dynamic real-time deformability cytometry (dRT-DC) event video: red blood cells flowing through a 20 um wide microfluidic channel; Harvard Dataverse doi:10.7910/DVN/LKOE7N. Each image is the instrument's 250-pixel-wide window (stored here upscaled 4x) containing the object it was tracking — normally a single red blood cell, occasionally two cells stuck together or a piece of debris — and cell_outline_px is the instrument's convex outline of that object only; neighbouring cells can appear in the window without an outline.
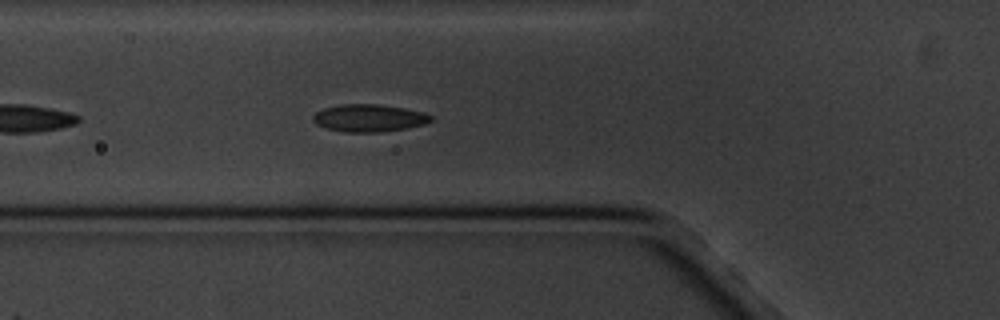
{"species": "common noctule bat (a hibernating species)", "species_latin": "Nyctalus noctula", "temperature_condition": "cold", "stored_images_in_passage": 6, "camera_frame_rate_fps": 3000, "um_per_image_px": 0.085, "animal": {"sex": "male", "body_mass_g": 20.1, "forearm_length_mm": 53.5}, "frame": {"image": 1, "passage_image": 6, "time_ms": 5.667, "image_size_px": [1000, 320], "cell_outline_px": [[432, 120], [424, 124], [408, 128], [380, 132], [344, 132], [324, 128], [316, 124], [312, 120], [312, 116], [316, 112], [324, 108], [340, 104], [376, 104], [404, 108], [424, 112], [432, 116]], "centroid_in_image_um": [31.34, 10.04], "position_along_channel_um": 94.5, "area_um2": 18.96}}